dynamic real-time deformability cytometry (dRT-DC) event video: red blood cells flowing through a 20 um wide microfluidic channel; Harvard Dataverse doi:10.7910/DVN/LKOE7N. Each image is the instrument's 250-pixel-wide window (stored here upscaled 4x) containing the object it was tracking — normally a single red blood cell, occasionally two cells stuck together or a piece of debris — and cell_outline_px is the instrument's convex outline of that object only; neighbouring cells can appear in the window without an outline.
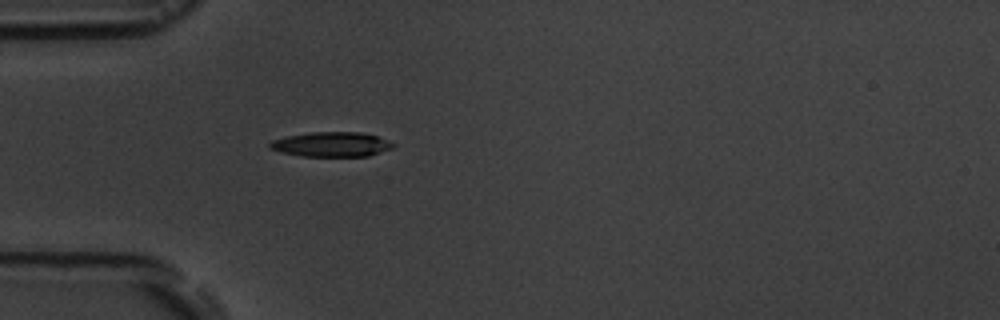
{"species": "common noctule bat (a hibernating species)", "species_latin": "Nyctalus noctula", "temperature_condition": "room temperature", "stored_images_in_passage": 4, "camera_frame_rate_fps": 3000, "um_per_image_px": 0.085, "animal": {"sex": "male", "body_mass_g": 19.5, "forearm_length_mm": 54.6}, "frame": {"image": 1, "passage_image": 4, "time_ms": 4.0, "image_size_px": [1000, 320], "cell_outline_px": [[396, 144], [392, 148], [368, 156], [300, 156], [280, 152], [268, 148], [268, 144], [272, 140], [288, 136], [312, 132], [360, 132], [376, 136]], "centroid_in_image_um": [28.14, 12.27], "position_along_channel_um": 56.9, "area_um2": 17.69}}